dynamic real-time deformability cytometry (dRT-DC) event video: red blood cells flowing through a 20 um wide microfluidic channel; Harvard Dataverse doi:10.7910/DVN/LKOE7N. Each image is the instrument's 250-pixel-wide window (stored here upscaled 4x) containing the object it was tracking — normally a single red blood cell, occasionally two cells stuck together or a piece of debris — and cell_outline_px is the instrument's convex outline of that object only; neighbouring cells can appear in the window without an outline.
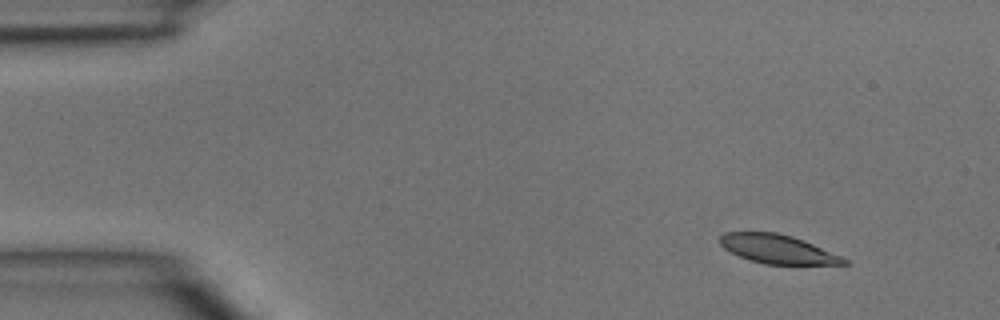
{"species": "common noctule bat (a hibernating species)", "species_latin": "Nyctalus noctula", "temperature_condition": "room temperature", "stored_images_in_passage": 4, "camera_frame_rate_fps": 3000, "um_per_image_px": 0.085, "animal": {"sex": "male", "body_mass_g": 15.6}, "frame": {"image": 1, "passage_image": 1, "time_ms": 0.0, "image_size_px": [1000, 320], "cell_outline_px": [[848, 264], [764, 264], [748, 260], [724, 248], [720, 244], [720, 236], [724, 232], [776, 232], [792, 236], [804, 240], [840, 256], [848, 260]], "centroid_in_image_um": [66.07, 21.17], "position_along_channel_um": 18.9, "area_um2": 20.63}}